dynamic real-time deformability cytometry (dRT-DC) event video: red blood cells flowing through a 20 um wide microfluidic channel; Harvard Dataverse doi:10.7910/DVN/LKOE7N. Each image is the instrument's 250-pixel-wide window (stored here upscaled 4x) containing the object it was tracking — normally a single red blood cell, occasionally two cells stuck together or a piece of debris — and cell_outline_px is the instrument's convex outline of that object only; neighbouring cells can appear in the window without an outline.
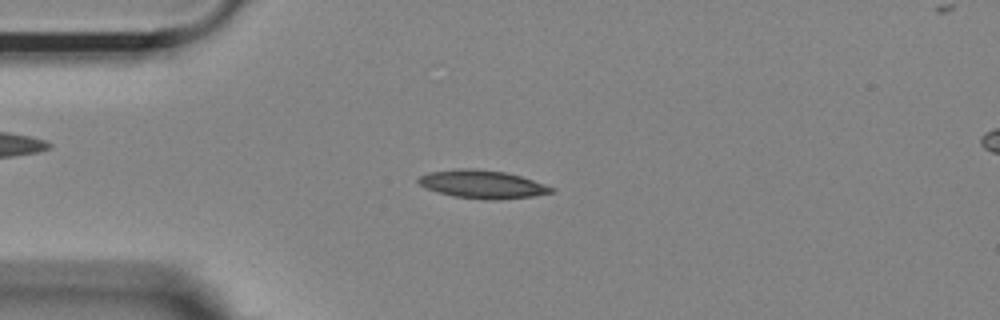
{"species": "Egyptian fruit bat (a non-hibernating species)", "species_latin": "Rousettus aegyptiacus", "temperature_condition": "room temperature", "stored_images_in_passage": 13, "camera_frame_rate_fps": 3000, "um_per_image_px": 0.085, "animal": {"sex": "female"}, "frame": {"image": 1, "passage_image": 1, "time_ms": 0.0, "image_size_px": [1000, 320], "cell_outline_px": [[556, 192], [532, 196], [500, 200], [484, 200], [452, 196], [436, 192], [424, 188], [416, 180], [420, 176], [428, 172], [460, 168], [476, 168], [504, 172], [520, 176], [556, 188]], "centroid_in_image_um": [40.98, 15.67], "position_along_channel_um": 44.0, "area_um2": 22.08}}
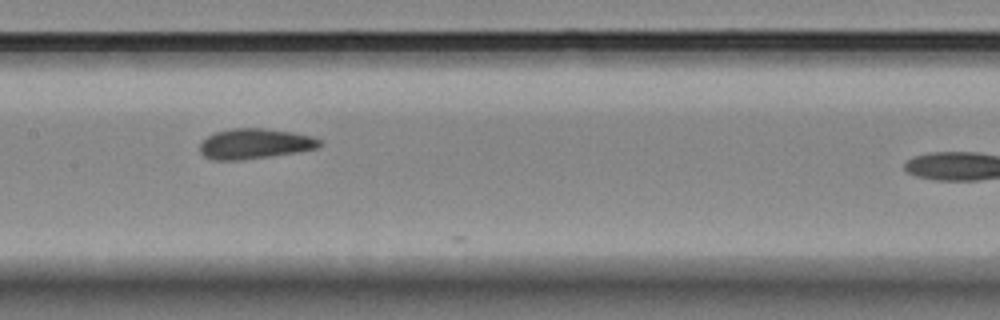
{"frame": {"image": 2, "passage_image": 9, "time_ms": 2.667, "image_size_px": [1000, 320], "cell_outline_px": [[324, 144], [316, 148], [296, 152], [240, 160], [212, 160], [204, 156], [200, 152], [200, 144], [208, 136], [216, 132], [232, 128], [264, 128], [292, 132], [312, 136], [320, 140]], "centroid_in_image_um": [21.65, 12.21], "position_along_channel_um": 185.7, "area_um2": 20.98}}
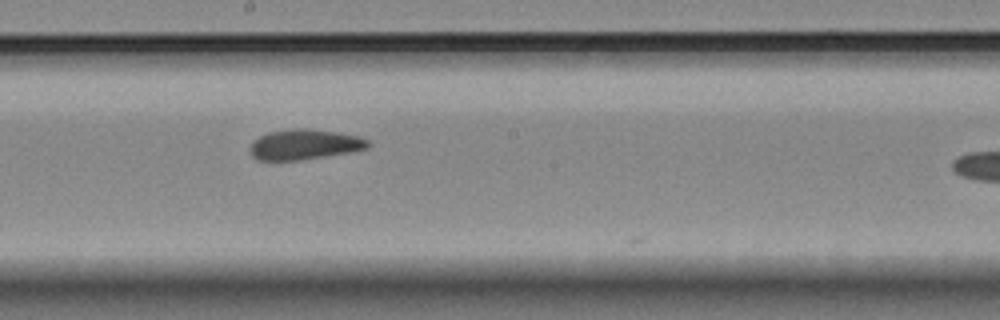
{"frame": {"image": 3, "passage_image": 12, "time_ms": 3.667, "image_size_px": [1000, 320], "cell_outline_px": [[372, 144], [368, 148], [356, 152], [300, 160], [256, 160], [252, 156], [252, 140], [268, 132], [296, 128], [308, 128], [336, 132], [360, 136], [368, 140]], "centroid_in_image_um": [25.95, 12.28], "position_along_channel_um": 222.2, "area_um2": 21.04}}